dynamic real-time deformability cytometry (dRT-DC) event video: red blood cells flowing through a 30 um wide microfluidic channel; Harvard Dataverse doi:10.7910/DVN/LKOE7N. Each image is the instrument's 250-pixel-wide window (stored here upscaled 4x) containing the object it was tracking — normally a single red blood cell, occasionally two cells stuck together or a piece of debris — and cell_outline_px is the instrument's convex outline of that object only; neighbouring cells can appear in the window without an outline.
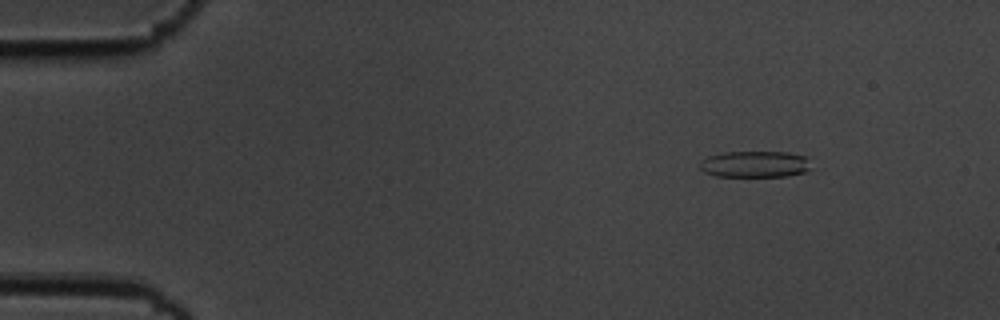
{"species": "common noctule bat (a hibernating species)", "species_latin": "Nyctalus noctula", "temperature_condition": "cold", "stored_images_in_passage": 55, "camera_frame_rate_fps": 3000, "um_per_image_px": 0.085, "animal": {"sex": "male", "body_mass_g": 19.5, "forearm_length_mm": 54.6}, "frame": {"image": 1, "passage_image": 7, "time_ms": 2.0, "image_size_px": [1000, 320], "cell_outline_px": [[808, 168], [804, 172], [788, 176], [716, 176], [704, 172], [700, 168], [700, 160], [708, 156], [724, 152], [788, 152], [804, 156]], "centroid_in_image_um": [64.09, 13.95], "position_along_channel_um": 20.9, "area_um2": 16.88}}
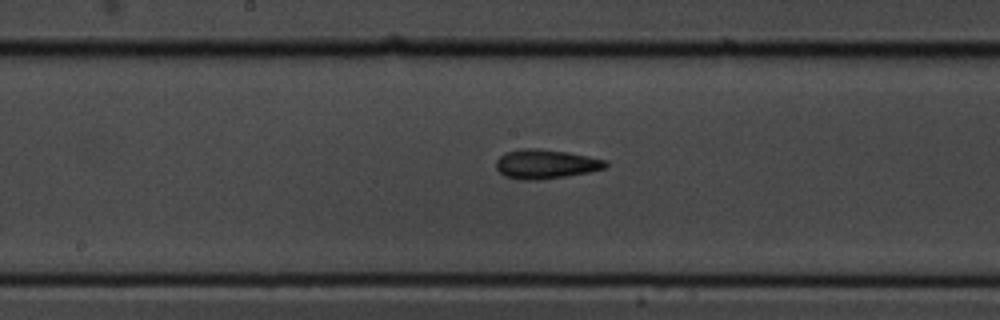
{"frame": {"image": 2, "passage_image": 29, "time_ms": 9.333, "image_size_px": [1000, 320], "cell_outline_px": [[608, 164], [604, 168], [588, 172], [568, 176], [540, 180], [520, 180], [504, 176], [496, 168], [496, 160], [504, 152], [524, 148], [536, 148], [568, 152], [608, 160]], "centroid_in_image_um": [46.37, 13.95], "position_along_channel_um": 201.8, "area_um2": 18.84}}
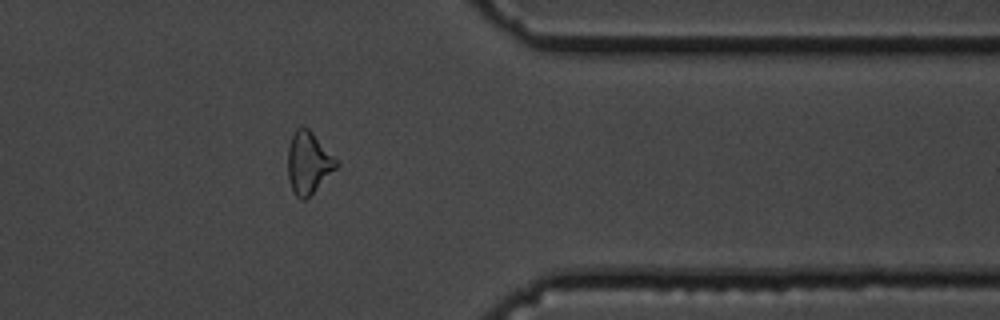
{"frame": {"image": 3, "passage_image": 45, "time_ms": 14.667, "image_size_px": [1000, 320], "cell_outline_px": [[340, 168], [304, 200], [300, 200], [292, 192], [288, 180], [288, 148], [292, 132], [296, 128], [308, 128], [312, 132], [340, 164]], "centroid_in_image_um": [26.22, 13.87], "position_along_channel_um": 385.2, "area_um2": 17.74}, "authors_computed_cell_mechanics": {"area_um2": 17.8024, "velocity_mm_per_s": 3.6545, "shape_relaxation_time_tau1_ms": 6.4465, "shape_relaxation_time_tau2_ms": 5.2988, "deformation_change_tau1": 0.1416, "deformation_change_tau2": 0.153}}